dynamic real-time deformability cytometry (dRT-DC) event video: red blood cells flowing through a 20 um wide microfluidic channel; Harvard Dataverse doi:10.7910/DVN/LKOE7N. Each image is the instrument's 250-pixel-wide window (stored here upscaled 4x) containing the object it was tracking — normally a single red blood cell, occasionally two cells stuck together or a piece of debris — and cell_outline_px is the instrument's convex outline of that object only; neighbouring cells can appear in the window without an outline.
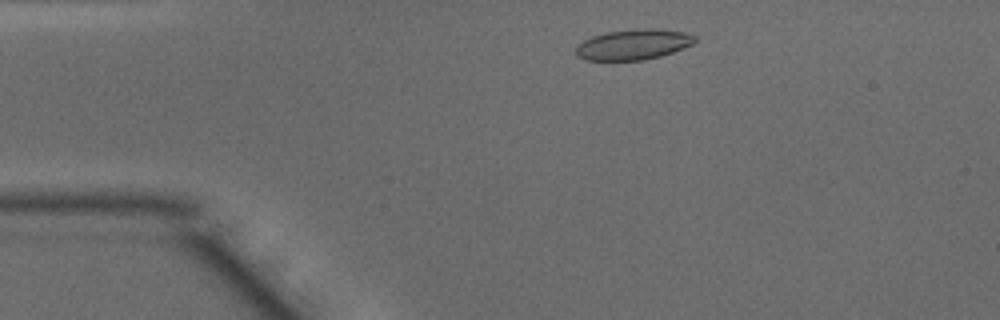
{"species": "common noctule bat (a hibernating species)", "species_latin": "Nyctalus noctula", "temperature_condition": "warm", "stored_images_in_passage": 43, "camera_frame_rate_fps": 3000, "um_per_image_px": 0.085, "animal": {"sex": "male", "body_mass_g": 15.6}, "frame": {"image": 1, "passage_image": 4, "time_ms": 1.0, "image_size_px": [1000, 320], "cell_outline_px": [[696, 40], [692, 44], [672, 52], [660, 56], [644, 60], [584, 60], [576, 56], [576, 48], [584, 40], [592, 36], [604, 32], [636, 28], [656, 28], [684, 32], [696, 36]], "centroid_in_image_um": [53.82, 3.77], "position_along_channel_um": 31.2, "area_um2": 21.21}}
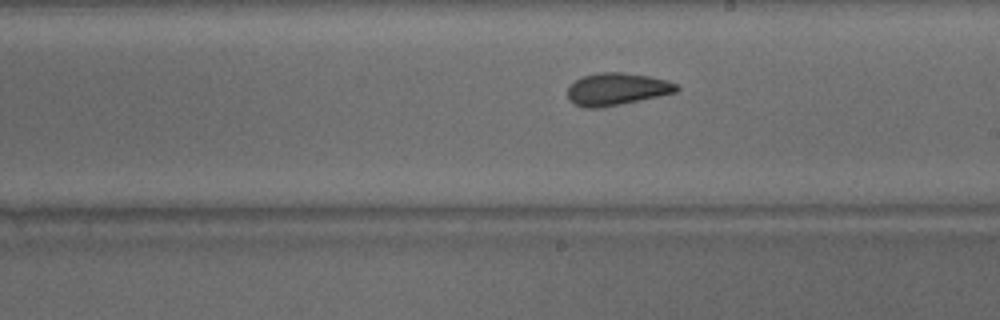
{"frame": {"image": 2, "passage_image": 22, "time_ms": 7.0, "image_size_px": [1000, 320], "cell_outline_px": [[680, 88], [676, 92], [640, 100], [600, 108], [584, 108], [572, 104], [568, 100], [568, 84], [584, 76], [600, 72], [624, 72], [648, 76], [668, 80], [676, 84]], "centroid_in_image_um": [52.39, 7.58], "position_along_channel_um": 236.6, "area_um2": 20.63}}
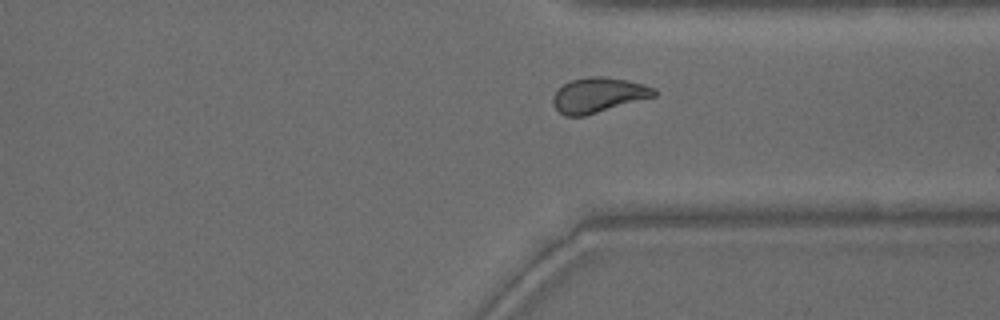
{"frame": {"image": 3, "passage_image": 31, "time_ms": 10.0, "image_size_px": [1000, 320], "cell_outline_px": [[656, 96], [584, 116], [564, 116], [556, 108], [552, 100], [556, 92], [564, 84], [572, 80], [588, 76], [600, 76], [628, 80], [644, 84], [656, 88]], "centroid_in_image_um": [50.89, 8.07], "position_along_channel_um": 360.5, "area_um2": 20.46}, "authors_computed_cell_mechanics": {"area_um2": 20.7502, "velocity_mm_per_s": 4.1267, "shape_relaxation_time_tau1_ms": null, "shape_relaxation_time_tau2_ms": 1.4412, "deformation_change_tau1": null, "deformation_change_tau2": 0.0666}}